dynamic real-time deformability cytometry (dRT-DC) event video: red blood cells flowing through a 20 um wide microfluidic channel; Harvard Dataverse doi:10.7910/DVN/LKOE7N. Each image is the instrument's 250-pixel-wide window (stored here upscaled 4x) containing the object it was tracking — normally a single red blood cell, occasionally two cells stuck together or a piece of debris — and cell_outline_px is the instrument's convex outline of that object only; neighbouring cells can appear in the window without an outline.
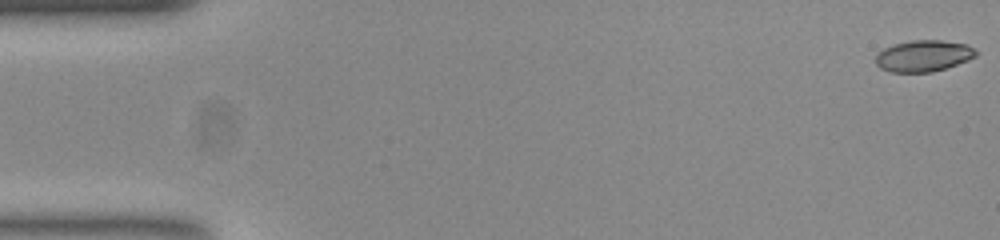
{"species": "common noctule bat (a hibernating species)", "species_latin": "Nyctalus noctula", "temperature_condition": "room temperature", "stored_images_in_passage": 53, "camera_frame_rate_fps": 3000, "um_per_image_px": 0.085, "animal": {"sex": "female", "body_mass_g": 23.0, "forearm_length_mm": 53.4}, "frame": {"image": 1, "passage_image": 1, "time_ms": 0.0, "image_size_px": [1000, 240], "cell_outline_px": [[980, 52], [976, 56], [968, 60], [932, 72], [892, 72], [880, 68], [876, 64], [876, 52], [892, 44], [912, 40], [940, 40], [968, 44]], "centroid_in_image_um": [78.5, 4.74], "position_along_channel_um": 6.5, "area_um2": 18.5}}
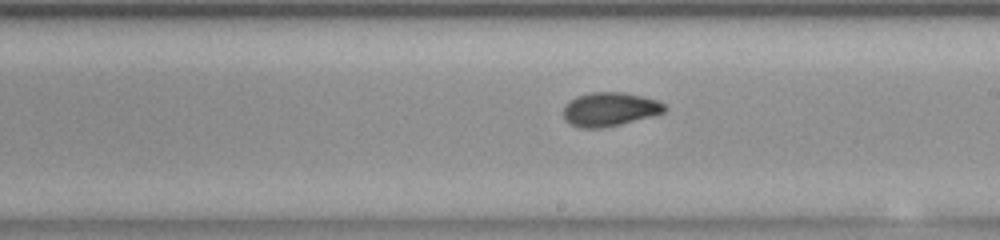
{"frame": {"image": 2, "passage_image": 30, "time_ms": 9.667, "image_size_px": [1000, 240], "cell_outline_px": [[668, 108], [664, 112], [652, 116], [620, 124], [600, 128], [580, 128], [564, 120], [564, 104], [568, 100], [576, 96], [588, 92], [624, 92], [656, 100], [664, 104]], "centroid_in_image_um": [51.79, 9.28], "position_along_channel_um": 237.2, "area_um2": 20.0}}
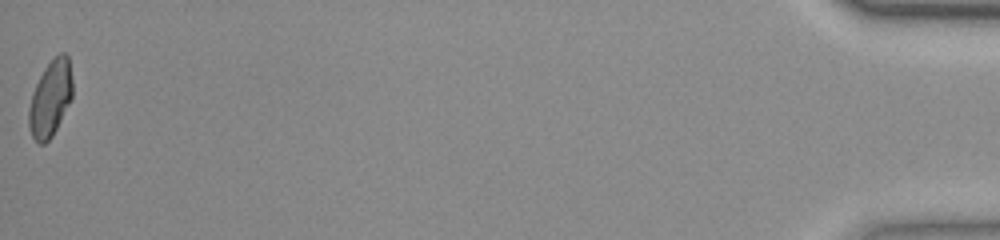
{"frame": {"image": 3, "passage_image": 53, "time_ms": 17.333, "image_size_px": [1000, 240], "cell_outline_px": [[72, 100], [52, 136], [44, 144], [40, 144], [32, 136], [28, 128], [28, 108], [32, 92], [44, 68], [60, 52], [64, 52], [68, 56], [72, 80]], "centroid_in_image_um": [4.28, 8.39], "position_along_channel_um": 430.9, "area_um2": 19.42}, "authors_computed_cell_mechanics": {"area_um2": 19.5364, "velocity_mm_per_s": 3.881, "shape_relaxation_time_tau1_ms": 9.2386, "shape_relaxation_time_tau2_ms": 1.7671, "deformation_change_tau1": 0.2049, "deformation_change_tau2": 0.0644}}